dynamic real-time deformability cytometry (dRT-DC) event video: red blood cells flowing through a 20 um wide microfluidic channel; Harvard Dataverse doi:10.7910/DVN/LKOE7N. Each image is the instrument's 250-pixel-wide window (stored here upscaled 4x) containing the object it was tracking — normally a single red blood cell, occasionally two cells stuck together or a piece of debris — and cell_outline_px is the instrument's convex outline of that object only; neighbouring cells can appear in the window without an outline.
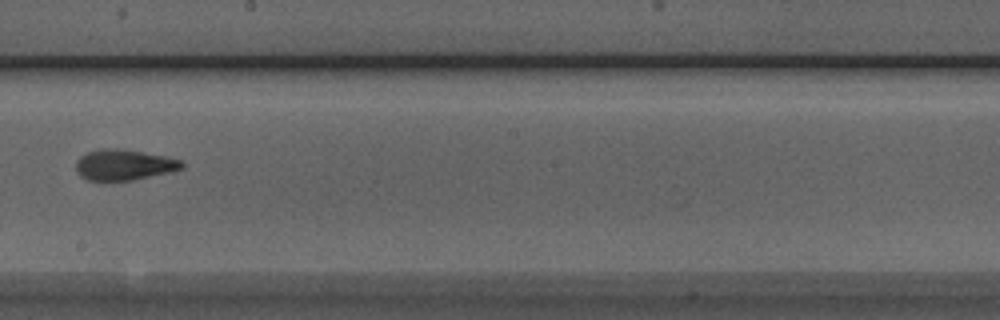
{"species": "Egyptian fruit bat (a non-hibernating species)", "species_latin": "Rousettus aegyptiacus", "temperature_condition": "room temperature", "stored_images_in_passage": 8, "camera_frame_rate_fps": 3000, "um_per_image_px": 0.085, "animal": {"sex": "male"}, "frame": {"image": 1, "passage_image": 8, "time_ms": 9.0, "image_size_px": [1000, 320], "cell_outline_px": [[184, 168], [172, 172], [132, 180], [88, 180], [80, 176], [76, 172], [76, 160], [80, 156], [88, 152], [100, 148], [120, 148], [144, 152], [164, 156], [180, 160], [184, 164]], "centroid_in_image_um": [10.53, 14.0], "position_along_channel_um": 237.7, "area_um2": 19.07}}